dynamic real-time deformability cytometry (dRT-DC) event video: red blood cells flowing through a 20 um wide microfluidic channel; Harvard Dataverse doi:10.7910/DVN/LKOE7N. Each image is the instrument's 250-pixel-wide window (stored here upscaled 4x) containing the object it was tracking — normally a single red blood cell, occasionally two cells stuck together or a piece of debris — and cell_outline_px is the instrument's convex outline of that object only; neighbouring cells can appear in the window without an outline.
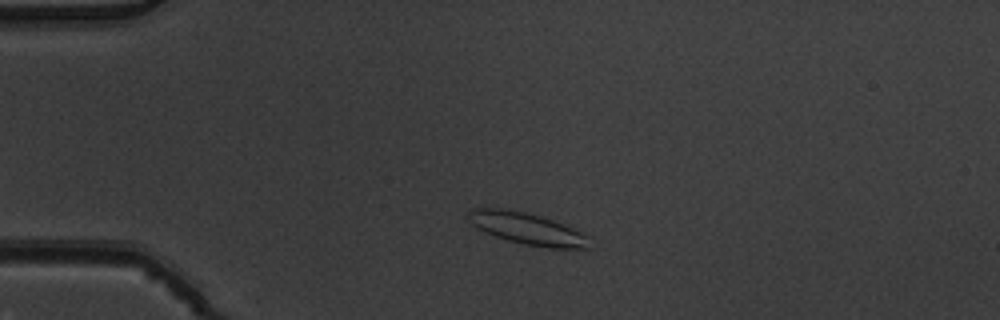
{"species": "common noctule bat (a hibernating species)", "species_latin": "Nyctalus noctula", "temperature_condition": "warm", "stored_images_in_passage": 3, "camera_frame_rate_fps": 3000, "um_per_image_px": 0.085, "animal": {"sex": "male", "body_mass_g": 19.5, "forearm_length_mm": 54.6}, "frame": {"image": 1, "passage_image": 1, "time_ms": 0.0, "image_size_px": [1000, 320], "cell_outline_px": [[592, 236], [588, 248], [548, 248], [524, 244], [508, 240], [484, 232], [472, 224], [468, 220], [468, 212], [472, 208], [504, 208], [524, 212], [540, 216], [552, 220]], "centroid_in_image_um": [44.83, 19.43], "position_along_channel_um": 40.2, "area_um2": 22.37}}
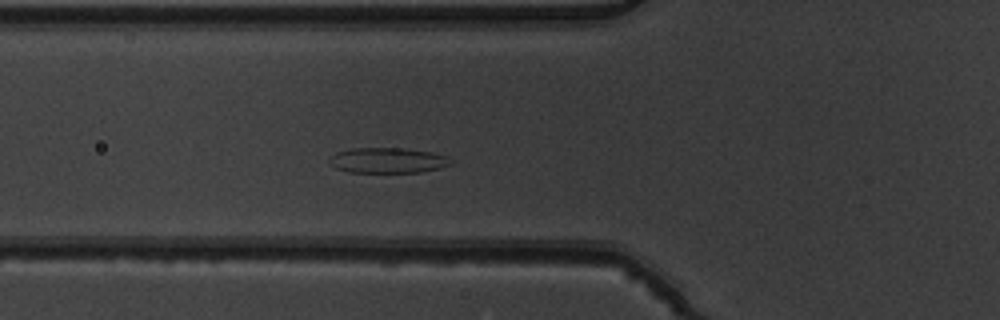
{"frame": {"image": 2, "passage_image": 3, "time_ms": 0.667, "image_size_px": [1000, 320], "cell_outline_px": [[452, 164], [440, 168], [420, 172], [348, 172], [336, 168], [328, 160], [336, 152], [352, 148], [404, 148], [432, 152], [448, 156], [452, 160]], "centroid_in_image_um": [32.99, 13.63], "position_along_channel_um": 92.8, "area_um2": 17.98}}